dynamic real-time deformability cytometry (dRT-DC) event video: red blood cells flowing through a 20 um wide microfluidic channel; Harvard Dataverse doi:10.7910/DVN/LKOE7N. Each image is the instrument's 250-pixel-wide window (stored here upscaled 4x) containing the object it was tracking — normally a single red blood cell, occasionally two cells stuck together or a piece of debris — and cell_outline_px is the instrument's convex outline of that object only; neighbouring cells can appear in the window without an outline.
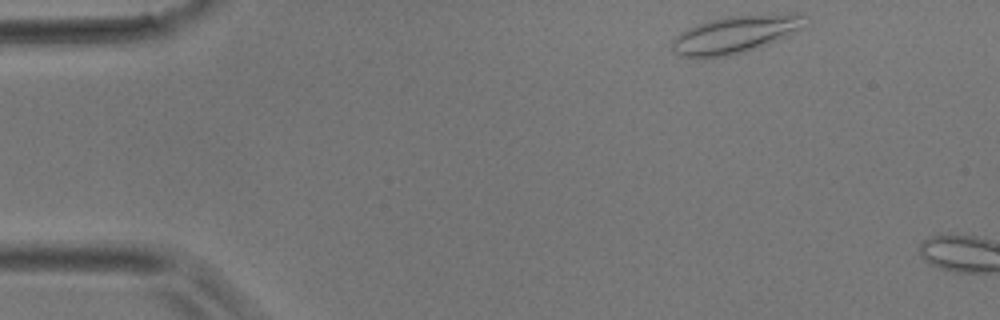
{"species": "common noctule bat (a hibernating species)", "species_latin": "Nyctalus noctula", "temperature_condition": "room temperature", "stored_images_in_passage": 2, "camera_frame_rate_fps": 3000, "um_per_image_px": 0.085, "animal": {"sex": "male", "body_mass_g": 17.9}, "frame": {"image": 1, "passage_image": 1, "time_ms": 0.0, "image_size_px": [1000, 320], "cell_outline_px": [[800, 28], [768, 44], [744, 52], [724, 56], [680, 56], [672, 48], [672, 40], [680, 32], [688, 28], [724, 16], [796, 12], [800, 16]], "centroid_in_image_um": [62.44, 2.9], "position_along_channel_um": 22.6, "area_um2": 28.03}}